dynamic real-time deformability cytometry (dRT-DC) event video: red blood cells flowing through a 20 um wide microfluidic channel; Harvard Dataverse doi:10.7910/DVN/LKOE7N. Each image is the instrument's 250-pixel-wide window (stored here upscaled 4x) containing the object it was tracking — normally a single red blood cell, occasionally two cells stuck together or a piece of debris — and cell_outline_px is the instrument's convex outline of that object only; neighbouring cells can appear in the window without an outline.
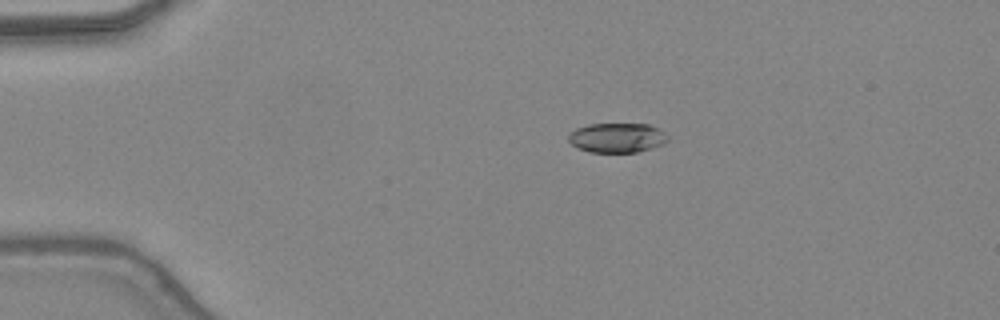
{"species": "common noctule bat (a hibernating species)", "species_latin": "Nyctalus noctula", "temperature_condition": "warm", "stored_images_in_passage": 38, "camera_frame_rate_fps": 3000, "um_per_image_px": 0.085, "animal": {"sex": "female", "body_mass_g": 24.6, "forearm_length_mm": 56.2}, "frame": {"image": 1, "passage_image": 1, "time_ms": 0.0, "image_size_px": [1000, 320], "cell_outline_px": [[668, 140], [664, 144], [636, 152], [588, 152], [576, 148], [568, 140], [568, 136], [576, 128], [588, 124], [648, 124], [656, 128], [668, 136]], "centroid_in_image_um": [52.42, 11.71], "position_along_channel_um": 32.6, "area_um2": 17.05}}
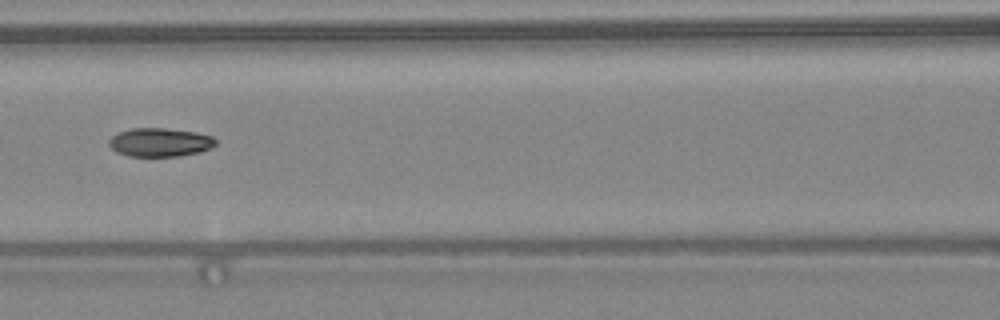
{"frame": {"image": 2, "passage_image": 13, "time_ms": 4.0, "image_size_px": [1000, 320], "cell_outline_px": [[216, 144], [200, 152], [180, 156], [128, 156], [116, 152], [108, 144], [108, 140], [116, 132], [132, 128], [164, 128], [196, 132], [212, 136], [216, 140]], "centroid_in_image_um": [13.56, 12.09], "position_along_channel_um": 153.0, "area_um2": 17.86}}
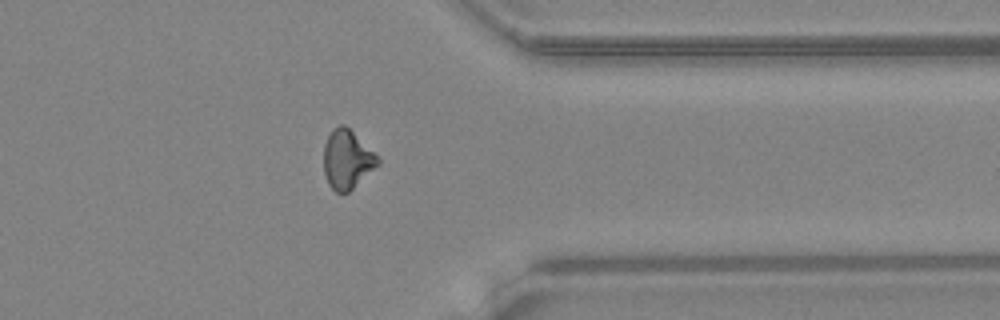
{"frame": {"image": 3, "passage_image": 29, "time_ms": 9.333, "image_size_px": [1000, 320], "cell_outline_px": [[380, 164], [348, 192], [336, 192], [328, 184], [324, 172], [324, 144], [332, 128], [340, 124], [344, 124], [380, 160]], "centroid_in_image_um": [29.47, 13.56], "position_along_channel_um": 381.9, "area_um2": 18.15}, "authors_computed_cell_mechanics": {"area_um2": 18.2648, "velocity_mm_per_s": 4.4373, "shape_relaxation_time_tau1_ms": 10.3624, "shape_relaxation_time_tau2_ms": 2.589, "deformation_change_tau1": 0.2472, "deformation_change_tau2": 0.0768}}